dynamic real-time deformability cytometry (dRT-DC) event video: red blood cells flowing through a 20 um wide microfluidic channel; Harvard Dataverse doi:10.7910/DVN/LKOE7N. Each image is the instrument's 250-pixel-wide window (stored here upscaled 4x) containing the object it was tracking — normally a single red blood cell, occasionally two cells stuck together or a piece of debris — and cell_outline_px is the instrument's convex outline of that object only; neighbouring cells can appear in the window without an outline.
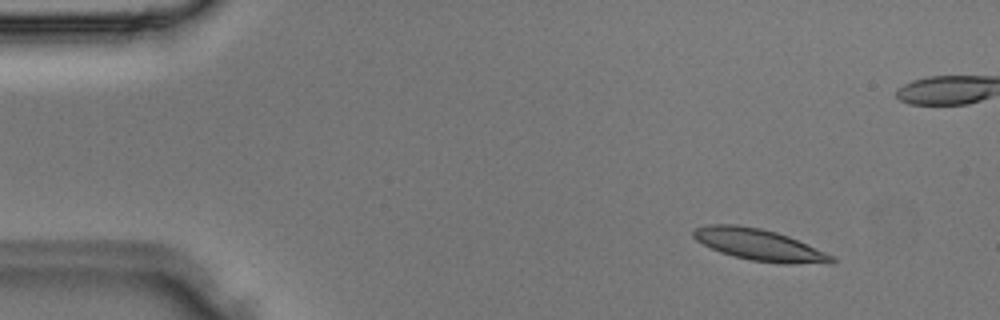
{"species": "Egyptian fruit bat (a non-hibernating species)", "species_latin": "Rousettus aegyptiacus", "temperature_condition": "room temperature", "stored_images_in_passage": 4, "camera_frame_rate_fps": 3000, "um_per_image_px": 0.085, "animal": {"sex": "male"}, "frame": {"image": 1, "passage_image": 2, "time_ms": 0.333, "image_size_px": [1000, 320], "cell_outline_px": [[836, 260], [792, 264], [780, 264], [748, 260], [732, 256], [720, 252], [696, 240], [692, 236], [692, 232], [696, 228], [708, 224], [736, 224], [760, 228], [776, 232], [788, 236], [824, 252], [832, 256]], "centroid_in_image_um": [64.41, 20.79], "position_along_channel_um": 20.6, "area_um2": 24.91}}